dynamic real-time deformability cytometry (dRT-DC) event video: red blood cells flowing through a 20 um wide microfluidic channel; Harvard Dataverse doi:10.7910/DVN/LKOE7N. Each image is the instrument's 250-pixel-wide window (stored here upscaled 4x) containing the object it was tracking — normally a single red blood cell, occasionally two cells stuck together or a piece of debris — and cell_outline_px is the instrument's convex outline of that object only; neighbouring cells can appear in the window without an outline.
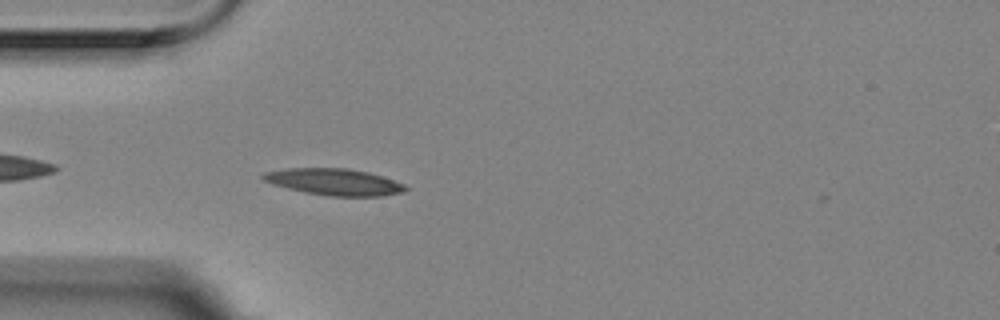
{"species": "Egyptian fruit bat (a non-hibernating species)", "species_latin": "Rousettus aegyptiacus", "temperature_condition": "room temperature", "stored_images_in_passage": 2, "camera_frame_rate_fps": 3000, "um_per_image_px": 0.085, "animal": {"sex": "female"}, "frame": {"image": 1, "passage_image": 2, "time_ms": 0.333, "image_size_px": [1000, 320], "cell_outline_px": [[408, 188], [404, 192], [380, 196], [328, 196], [304, 192], [272, 184], [264, 180], [260, 176], [264, 172], [288, 168], [348, 168], [368, 172], [404, 184]], "centroid_in_image_um": [28.38, 15.46], "position_along_channel_um": 56.6, "area_um2": 21.96}}